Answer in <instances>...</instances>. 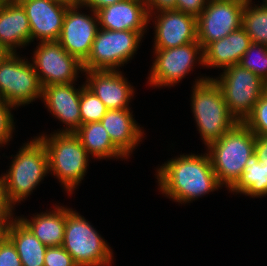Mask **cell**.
<instances>
[{
	"label": "cell",
	"mask_w": 267,
	"mask_h": 266,
	"mask_svg": "<svg viewBox=\"0 0 267 266\" xmlns=\"http://www.w3.org/2000/svg\"><path fill=\"white\" fill-rule=\"evenodd\" d=\"M6 236L14 244L23 266H44L47 246L15 217Z\"/></svg>",
	"instance_id": "23"
},
{
	"label": "cell",
	"mask_w": 267,
	"mask_h": 266,
	"mask_svg": "<svg viewBox=\"0 0 267 266\" xmlns=\"http://www.w3.org/2000/svg\"><path fill=\"white\" fill-rule=\"evenodd\" d=\"M262 5L267 7V0H264Z\"/></svg>",
	"instance_id": "43"
},
{
	"label": "cell",
	"mask_w": 267,
	"mask_h": 266,
	"mask_svg": "<svg viewBox=\"0 0 267 266\" xmlns=\"http://www.w3.org/2000/svg\"><path fill=\"white\" fill-rule=\"evenodd\" d=\"M246 0L242 14V28L250 37L251 42L267 46V7L255 5Z\"/></svg>",
	"instance_id": "26"
},
{
	"label": "cell",
	"mask_w": 267,
	"mask_h": 266,
	"mask_svg": "<svg viewBox=\"0 0 267 266\" xmlns=\"http://www.w3.org/2000/svg\"><path fill=\"white\" fill-rule=\"evenodd\" d=\"M14 106L0 97V145L4 146L12 139L14 128V119L11 114ZM4 144V145H3Z\"/></svg>",
	"instance_id": "30"
},
{
	"label": "cell",
	"mask_w": 267,
	"mask_h": 266,
	"mask_svg": "<svg viewBox=\"0 0 267 266\" xmlns=\"http://www.w3.org/2000/svg\"><path fill=\"white\" fill-rule=\"evenodd\" d=\"M254 156L262 164H267V137L256 136Z\"/></svg>",
	"instance_id": "36"
},
{
	"label": "cell",
	"mask_w": 267,
	"mask_h": 266,
	"mask_svg": "<svg viewBox=\"0 0 267 266\" xmlns=\"http://www.w3.org/2000/svg\"><path fill=\"white\" fill-rule=\"evenodd\" d=\"M7 233H0V244L2 242V240L6 237Z\"/></svg>",
	"instance_id": "41"
},
{
	"label": "cell",
	"mask_w": 267,
	"mask_h": 266,
	"mask_svg": "<svg viewBox=\"0 0 267 266\" xmlns=\"http://www.w3.org/2000/svg\"><path fill=\"white\" fill-rule=\"evenodd\" d=\"M256 136L267 137V94L256 102L252 113L243 122Z\"/></svg>",
	"instance_id": "29"
},
{
	"label": "cell",
	"mask_w": 267,
	"mask_h": 266,
	"mask_svg": "<svg viewBox=\"0 0 267 266\" xmlns=\"http://www.w3.org/2000/svg\"><path fill=\"white\" fill-rule=\"evenodd\" d=\"M54 207L52 211L34 215L31 220L17 217L47 247L62 246L64 238L66 207Z\"/></svg>",
	"instance_id": "22"
},
{
	"label": "cell",
	"mask_w": 267,
	"mask_h": 266,
	"mask_svg": "<svg viewBox=\"0 0 267 266\" xmlns=\"http://www.w3.org/2000/svg\"><path fill=\"white\" fill-rule=\"evenodd\" d=\"M144 2L148 11L149 22L155 12L176 9V0H144Z\"/></svg>",
	"instance_id": "35"
},
{
	"label": "cell",
	"mask_w": 267,
	"mask_h": 266,
	"mask_svg": "<svg viewBox=\"0 0 267 266\" xmlns=\"http://www.w3.org/2000/svg\"><path fill=\"white\" fill-rule=\"evenodd\" d=\"M265 93L267 94V83H266V86H265Z\"/></svg>",
	"instance_id": "44"
},
{
	"label": "cell",
	"mask_w": 267,
	"mask_h": 266,
	"mask_svg": "<svg viewBox=\"0 0 267 266\" xmlns=\"http://www.w3.org/2000/svg\"><path fill=\"white\" fill-rule=\"evenodd\" d=\"M154 53L148 82L155 87L174 86L192 71L194 63L203 65V49L197 40L179 47L154 49Z\"/></svg>",
	"instance_id": "10"
},
{
	"label": "cell",
	"mask_w": 267,
	"mask_h": 266,
	"mask_svg": "<svg viewBox=\"0 0 267 266\" xmlns=\"http://www.w3.org/2000/svg\"><path fill=\"white\" fill-rule=\"evenodd\" d=\"M113 144L129 157L143 139V131L130 109L108 110L100 121Z\"/></svg>",
	"instance_id": "21"
},
{
	"label": "cell",
	"mask_w": 267,
	"mask_h": 266,
	"mask_svg": "<svg viewBox=\"0 0 267 266\" xmlns=\"http://www.w3.org/2000/svg\"><path fill=\"white\" fill-rule=\"evenodd\" d=\"M6 0H0V8L2 7V5L4 4Z\"/></svg>",
	"instance_id": "42"
},
{
	"label": "cell",
	"mask_w": 267,
	"mask_h": 266,
	"mask_svg": "<svg viewBox=\"0 0 267 266\" xmlns=\"http://www.w3.org/2000/svg\"><path fill=\"white\" fill-rule=\"evenodd\" d=\"M229 191L251 197L267 196V164H262L254 156L244 167L242 176Z\"/></svg>",
	"instance_id": "25"
},
{
	"label": "cell",
	"mask_w": 267,
	"mask_h": 266,
	"mask_svg": "<svg viewBox=\"0 0 267 266\" xmlns=\"http://www.w3.org/2000/svg\"><path fill=\"white\" fill-rule=\"evenodd\" d=\"M251 43L250 37L241 27L226 37L209 43L203 49V65L224 70L239 64Z\"/></svg>",
	"instance_id": "20"
},
{
	"label": "cell",
	"mask_w": 267,
	"mask_h": 266,
	"mask_svg": "<svg viewBox=\"0 0 267 266\" xmlns=\"http://www.w3.org/2000/svg\"><path fill=\"white\" fill-rule=\"evenodd\" d=\"M0 266H23L14 244L7 236L0 244Z\"/></svg>",
	"instance_id": "32"
},
{
	"label": "cell",
	"mask_w": 267,
	"mask_h": 266,
	"mask_svg": "<svg viewBox=\"0 0 267 266\" xmlns=\"http://www.w3.org/2000/svg\"><path fill=\"white\" fill-rule=\"evenodd\" d=\"M156 175L162 194L181 204L222 187L208 153L175 157L160 166Z\"/></svg>",
	"instance_id": "1"
},
{
	"label": "cell",
	"mask_w": 267,
	"mask_h": 266,
	"mask_svg": "<svg viewBox=\"0 0 267 266\" xmlns=\"http://www.w3.org/2000/svg\"><path fill=\"white\" fill-rule=\"evenodd\" d=\"M122 0H77V4L80 6L88 7L93 11L97 12L99 9L106 7L108 5H113Z\"/></svg>",
	"instance_id": "37"
},
{
	"label": "cell",
	"mask_w": 267,
	"mask_h": 266,
	"mask_svg": "<svg viewBox=\"0 0 267 266\" xmlns=\"http://www.w3.org/2000/svg\"><path fill=\"white\" fill-rule=\"evenodd\" d=\"M38 138L46 147L50 174L71 194L83 180L89 161L81 140L75 133L56 131Z\"/></svg>",
	"instance_id": "4"
},
{
	"label": "cell",
	"mask_w": 267,
	"mask_h": 266,
	"mask_svg": "<svg viewBox=\"0 0 267 266\" xmlns=\"http://www.w3.org/2000/svg\"><path fill=\"white\" fill-rule=\"evenodd\" d=\"M49 173L46 147L38 138L24 143L4 174L5 194L14 206L25 200Z\"/></svg>",
	"instance_id": "5"
},
{
	"label": "cell",
	"mask_w": 267,
	"mask_h": 266,
	"mask_svg": "<svg viewBox=\"0 0 267 266\" xmlns=\"http://www.w3.org/2000/svg\"><path fill=\"white\" fill-rule=\"evenodd\" d=\"M219 78H212L220 87L230 114L243 123L265 93L266 82L240 64L223 70Z\"/></svg>",
	"instance_id": "7"
},
{
	"label": "cell",
	"mask_w": 267,
	"mask_h": 266,
	"mask_svg": "<svg viewBox=\"0 0 267 266\" xmlns=\"http://www.w3.org/2000/svg\"><path fill=\"white\" fill-rule=\"evenodd\" d=\"M154 16V49L179 47L197 40L195 16L176 9L159 11Z\"/></svg>",
	"instance_id": "14"
},
{
	"label": "cell",
	"mask_w": 267,
	"mask_h": 266,
	"mask_svg": "<svg viewBox=\"0 0 267 266\" xmlns=\"http://www.w3.org/2000/svg\"><path fill=\"white\" fill-rule=\"evenodd\" d=\"M11 54L12 52L0 43V64Z\"/></svg>",
	"instance_id": "38"
},
{
	"label": "cell",
	"mask_w": 267,
	"mask_h": 266,
	"mask_svg": "<svg viewBox=\"0 0 267 266\" xmlns=\"http://www.w3.org/2000/svg\"><path fill=\"white\" fill-rule=\"evenodd\" d=\"M50 1L62 4L68 7L77 4V0H50Z\"/></svg>",
	"instance_id": "39"
},
{
	"label": "cell",
	"mask_w": 267,
	"mask_h": 266,
	"mask_svg": "<svg viewBox=\"0 0 267 266\" xmlns=\"http://www.w3.org/2000/svg\"><path fill=\"white\" fill-rule=\"evenodd\" d=\"M246 0H208L197 17V41L204 49L242 27V14Z\"/></svg>",
	"instance_id": "11"
},
{
	"label": "cell",
	"mask_w": 267,
	"mask_h": 266,
	"mask_svg": "<svg viewBox=\"0 0 267 266\" xmlns=\"http://www.w3.org/2000/svg\"><path fill=\"white\" fill-rule=\"evenodd\" d=\"M0 97L15 108L42 97L33 64L12 53L0 64Z\"/></svg>",
	"instance_id": "9"
},
{
	"label": "cell",
	"mask_w": 267,
	"mask_h": 266,
	"mask_svg": "<svg viewBox=\"0 0 267 266\" xmlns=\"http://www.w3.org/2000/svg\"><path fill=\"white\" fill-rule=\"evenodd\" d=\"M81 140L88 154L97 159L127 157L113 144L101 122H91L81 125L74 132Z\"/></svg>",
	"instance_id": "24"
},
{
	"label": "cell",
	"mask_w": 267,
	"mask_h": 266,
	"mask_svg": "<svg viewBox=\"0 0 267 266\" xmlns=\"http://www.w3.org/2000/svg\"><path fill=\"white\" fill-rule=\"evenodd\" d=\"M44 266H78L63 246L47 247Z\"/></svg>",
	"instance_id": "31"
},
{
	"label": "cell",
	"mask_w": 267,
	"mask_h": 266,
	"mask_svg": "<svg viewBox=\"0 0 267 266\" xmlns=\"http://www.w3.org/2000/svg\"><path fill=\"white\" fill-rule=\"evenodd\" d=\"M0 194H5L4 175L0 176Z\"/></svg>",
	"instance_id": "40"
},
{
	"label": "cell",
	"mask_w": 267,
	"mask_h": 266,
	"mask_svg": "<svg viewBox=\"0 0 267 266\" xmlns=\"http://www.w3.org/2000/svg\"><path fill=\"white\" fill-rule=\"evenodd\" d=\"M30 23L31 42L58 41L68 6L50 0H17Z\"/></svg>",
	"instance_id": "15"
},
{
	"label": "cell",
	"mask_w": 267,
	"mask_h": 266,
	"mask_svg": "<svg viewBox=\"0 0 267 266\" xmlns=\"http://www.w3.org/2000/svg\"><path fill=\"white\" fill-rule=\"evenodd\" d=\"M30 42V23L24 8L17 0H6L0 8V43L16 53V47Z\"/></svg>",
	"instance_id": "19"
},
{
	"label": "cell",
	"mask_w": 267,
	"mask_h": 266,
	"mask_svg": "<svg viewBox=\"0 0 267 266\" xmlns=\"http://www.w3.org/2000/svg\"><path fill=\"white\" fill-rule=\"evenodd\" d=\"M207 3L208 0H176V10L197 18L203 12Z\"/></svg>",
	"instance_id": "34"
},
{
	"label": "cell",
	"mask_w": 267,
	"mask_h": 266,
	"mask_svg": "<svg viewBox=\"0 0 267 266\" xmlns=\"http://www.w3.org/2000/svg\"><path fill=\"white\" fill-rule=\"evenodd\" d=\"M99 28L146 32L149 15L144 0H122L97 11Z\"/></svg>",
	"instance_id": "18"
},
{
	"label": "cell",
	"mask_w": 267,
	"mask_h": 266,
	"mask_svg": "<svg viewBox=\"0 0 267 266\" xmlns=\"http://www.w3.org/2000/svg\"><path fill=\"white\" fill-rule=\"evenodd\" d=\"M63 248L78 266H110L113 253L105 239L79 213L66 207Z\"/></svg>",
	"instance_id": "6"
},
{
	"label": "cell",
	"mask_w": 267,
	"mask_h": 266,
	"mask_svg": "<svg viewBox=\"0 0 267 266\" xmlns=\"http://www.w3.org/2000/svg\"><path fill=\"white\" fill-rule=\"evenodd\" d=\"M81 125L100 122L108 111L104 103L86 86L82 85L80 96Z\"/></svg>",
	"instance_id": "27"
},
{
	"label": "cell",
	"mask_w": 267,
	"mask_h": 266,
	"mask_svg": "<svg viewBox=\"0 0 267 266\" xmlns=\"http://www.w3.org/2000/svg\"><path fill=\"white\" fill-rule=\"evenodd\" d=\"M79 8H82L79 4L68 7L58 42L70 55L83 63L91 52L99 20L97 12L91 10L93 14L90 16L80 13Z\"/></svg>",
	"instance_id": "13"
},
{
	"label": "cell",
	"mask_w": 267,
	"mask_h": 266,
	"mask_svg": "<svg viewBox=\"0 0 267 266\" xmlns=\"http://www.w3.org/2000/svg\"><path fill=\"white\" fill-rule=\"evenodd\" d=\"M267 83V46L251 43L239 63Z\"/></svg>",
	"instance_id": "28"
},
{
	"label": "cell",
	"mask_w": 267,
	"mask_h": 266,
	"mask_svg": "<svg viewBox=\"0 0 267 266\" xmlns=\"http://www.w3.org/2000/svg\"><path fill=\"white\" fill-rule=\"evenodd\" d=\"M33 67L42 87L75 83L82 63L70 55L58 41L39 42L33 52Z\"/></svg>",
	"instance_id": "12"
},
{
	"label": "cell",
	"mask_w": 267,
	"mask_h": 266,
	"mask_svg": "<svg viewBox=\"0 0 267 266\" xmlns=\"http://www.w3.org/2000/svg\"><path fill=\"white\" fill-rule=\"evenodd\" d=\"M73 84L75 85V83H67L42 87L41 98L45 106L52 115L66 125L65 130L58 132L74 133L81 126L79 104L82 87L76 89Z\"/></svg>",
	"instance_id": "17"
},
{
	"label": "cell",
	"mask_w": 267,
	"mask_h": 266,
	"mask_svg": "<svg viewBox=\"0 0 267 266\" xmlns=\"http://www.w3.org/2000/svg\"><path fill=\"white\" fill-rule=\"evenodd\" d=\"M13 209L7 195L0 194V233H7L11 223L14 221Z\"/></svg>",
	"instance_id": "33"
},
{
	"label": "cell",
	"mask_w": 267,
	"mask_h": 266,
	"mask_svg": "<svg viewBox=\"0 0 267 266\" xmlns=\"http://www.w3.org/2000/svg\"><path fill=\"white\" fill-rule=\"evenodd\" d=\"M85 86L91 90L108 110L131 109L133 86L118 70H84ZM129 83V84H128Z\"/></svg>",
	"instance_id": "16"
},
{
	"label": "cell",
	"mask_w": 267,
	"mask_h": 266,
	"mask_svg": "<svg viewBox=\"0 0 267 266\" xmlns=\"http://www.w3.org/2000/svg\"><path fill=\"white\" fill-rule=\"evenodd\" d=\"M145 32L99 28L83 70H119L136 53Z\"/></svg>",
	"instance_id": "8"
},
{
	"label": "cell",
	"mask_w": 267,
	"mask_h": 266,
	"mask_svg": "<svg viewBox=\"0 0 267 266\" xmlns=\"http://www.w3.org/2000/svg\"><path fill=\"white\" fill-rule=\"evenodd\" d=\"M191 106L205 146L219 140L238 121L230 114L220 87L211 77L196 79Z\"/></svg>",
	"instance_id": "3"
},
{
	"label": "cell",
	"mask_w": 267,
	"mask_h": 266,
	"mask_svg": "<svg viewBox=\"0 0 267 266\" xmlns=\"http://www.w3.org/2000/svg\"><path fill=\"white\" fill-rule=\"evenodd\" d=\"M256 135L244 124L237 123L219 140L207 146L212 168L221 186L231 189L242 176L244 167L253 159Z\"/></svg>",
	"instance_id": "2"
}]
</instances>
